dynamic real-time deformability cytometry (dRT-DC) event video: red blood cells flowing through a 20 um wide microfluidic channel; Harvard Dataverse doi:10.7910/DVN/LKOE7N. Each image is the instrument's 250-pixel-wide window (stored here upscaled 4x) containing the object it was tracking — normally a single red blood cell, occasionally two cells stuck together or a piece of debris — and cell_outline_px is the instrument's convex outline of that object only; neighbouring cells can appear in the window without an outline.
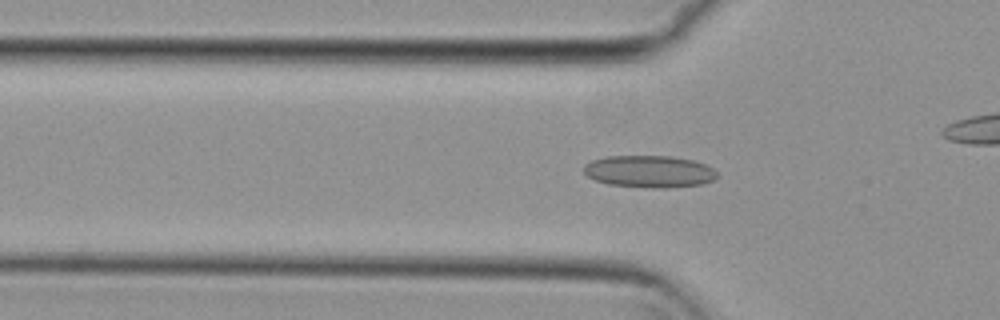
{"species": "common noctule bat (a hibernating species)", "species_latin": "Nyctalus noctula", "temperature_condition": "cold", "stored_images_in_passage": 33, "camera_frame_rate_fps": 3000, "um_per_image_px": 0.085, "animal": {"sex": "female", "body_mass_g": 29.2, "forearm_length_mm": 56.3}, "frame": {"image": 1, "passage_image": 6, "time_ms": 1.667, "image_size_px": [1000, 320], "cell_outline_px": [[716, 176], [712, 180], [700, 184], [668, 188], [652, 188], [608, 184], [596, 180], [588, 176], [584, 172], [584, 164], [592, 160], [608, 156], [668, 156], [692, 160], [704, 164], [712, 168], [716, 172]], "centroid_in_image_um": [55.16, 14.58], "position_along_channel_um": 70.6, "area_um2": 24.68}}
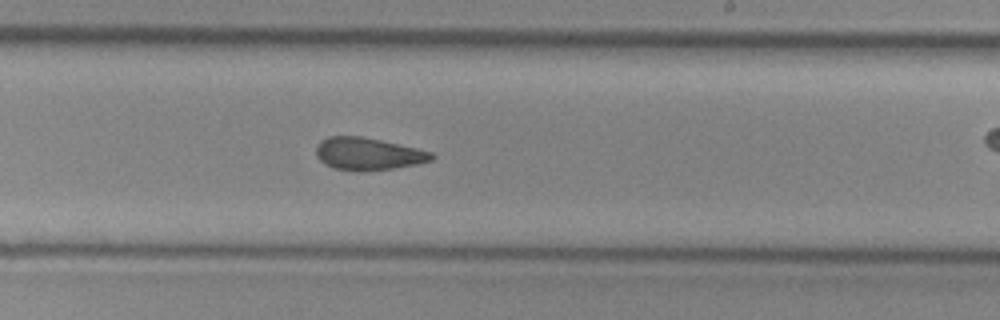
{"frame": {"image": 2, "passage_image": 21, "time_ms": 6.667, "image_size_px": [1000, 320], "cell_outline_px": [[436, 156], [432, 160], [420, 164], [364, 172], [352, 172], [332, 168], [324, 164], [316, 156], [316, 144], [320, 140], [328, 136], [360, 136], [380, 140], [416, 148], [432, 152]], "centroid_in_image_um": [31.25, 13.1], "position_along_channel_um": 257.7, "area_um2": 22.2}}
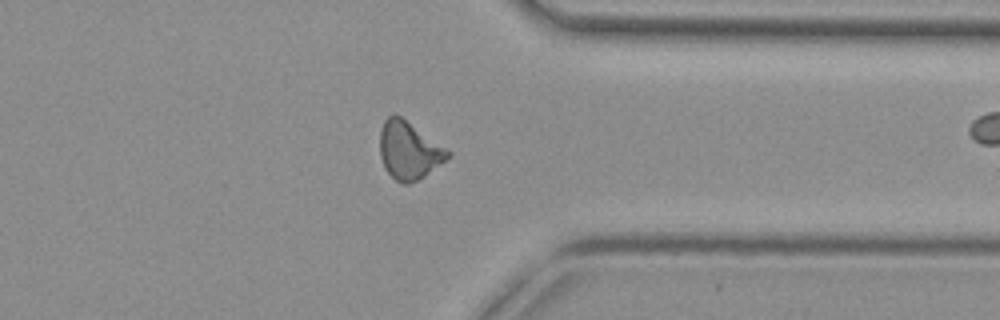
{"frame": {"image": 3, "passage_image": 31, "time_ms": 10.0, "image_size_px": [1000, 320], "cell_outline_px": [[452, 156], [424, 176], [408, 184], [404, 184], [396, 180], [384, 168], [380, 156], [380, 132], [384, 120], [388, 116], [400, 116], [452, 152]], "centroid_in_image_um": [34.76, 12.8], "position_along_channel_um": 376.6, "area_um2": 22.54}}